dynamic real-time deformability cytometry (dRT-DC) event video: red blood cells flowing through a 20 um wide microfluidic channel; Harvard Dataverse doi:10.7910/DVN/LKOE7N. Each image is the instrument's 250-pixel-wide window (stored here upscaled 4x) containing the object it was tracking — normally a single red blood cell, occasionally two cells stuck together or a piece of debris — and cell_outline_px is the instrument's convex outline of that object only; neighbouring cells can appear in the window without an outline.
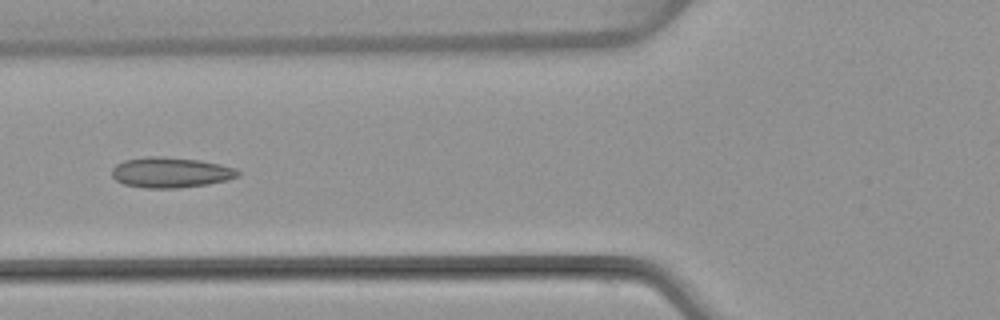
{"species": "common noctule bat (a hibernating species)", "species_latin": "Nyctalus noctula", "temperature_condition": "warm", "stored_images_in_passage": 6, "camera_frame_rate_fps": 3000, "um_per_image_px": 0.085, "animal": {"sex": "female", "body_mass_g": 22.7, "forearm_length_mm": 54.2}, "frame": {"image": 1, "passage_image": 6, "time_ms": 6.0, "image_size_px": [1000, 320], "cell_outline_px": [[240, 176], [228, 180], [208, 184], [176, 188], [144, 188], [124, 184], [116, 180], [112, 176], [112, 168], [116, 164], [124, 160], [148, 156], [160, 156], [200, 160], [220, 164], [236, 168], [240, 172]], "centroid_in_image_um": [14.52, 14.66], "position_along_channel_um": 111.3, "area_um2": 22.48}}